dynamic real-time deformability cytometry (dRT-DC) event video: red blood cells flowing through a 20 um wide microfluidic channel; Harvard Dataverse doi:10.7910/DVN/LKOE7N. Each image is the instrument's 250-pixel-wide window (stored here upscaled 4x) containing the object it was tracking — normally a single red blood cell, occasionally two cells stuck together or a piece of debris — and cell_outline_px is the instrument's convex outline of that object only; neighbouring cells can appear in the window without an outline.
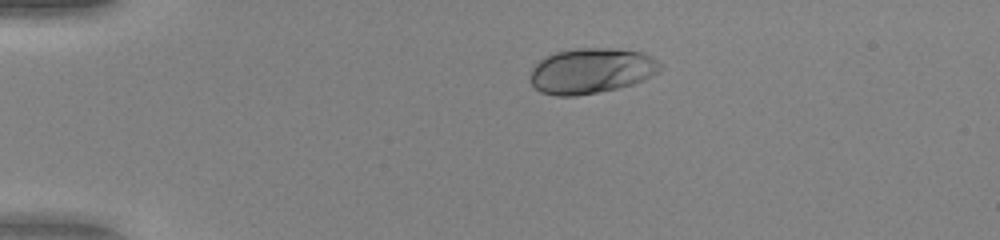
{"species": "human", "species_latin": "Homo sapiens", "temperature_condition": "warm", "stored_images_in_passage": 41, "camera_frame_rate_fps": 3000, "um_per_image_px": 0.085, "donor": {"sex": "female"}, "frame": {"image": 1, "passage_image": 1, "time_ms": 0.0, "image_size_px": [1000, 240], "cell_outline_px": [[660, 72], [652, 76], [632, 84], [616, 88], [576, 96], [556, 96], [540, 92], [528, 80], [528, 76], [532, 68], [544, 56], [556, 52], [572, 48], [612, 48], [640, 52], [652, 56], [660, 64]], "centroid_in_image_um": [50.21, 6.01], "position_along_channel_um": 34.8, "area_um2": 34.51}}
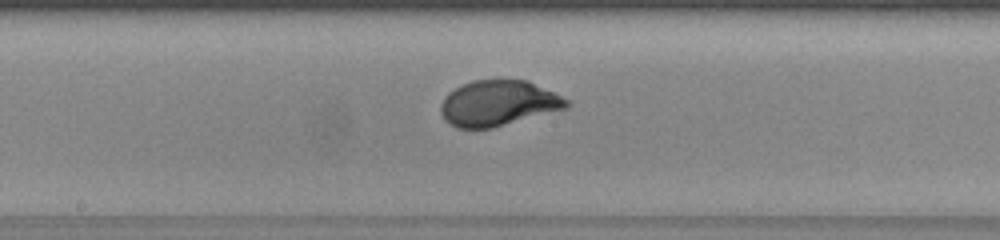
{"frame": {"image": 2, "passage_image": 18, "time_ms": 5.667, "image_size_px": [1000, 240], "cell_outline_px": [[572, 104], [568, 108], [492, 128], [456, 128], [444, 120], [440, 112], [440, 104], [444, 96], [448, 92], [472, 80], [528, 80], [568, 100]], "centroid_in_image_um": [42.33, 8.78], "position_along_channel_um": 205.9, "area_um2": 33.41}}
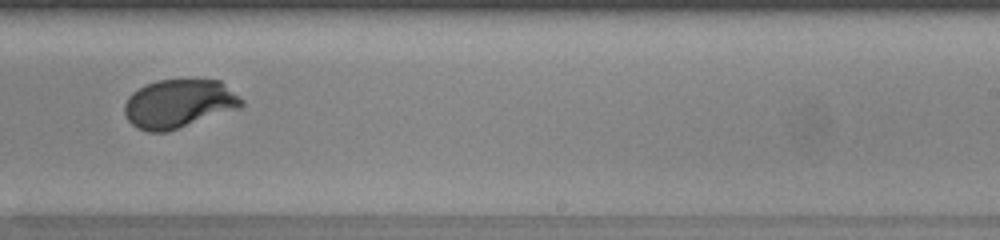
{"frame": {"image": 3, "passage_image": 23, "time_ms": 7.333, "image_size_px": [1000, 240], "cell_outline_px": [[244, 104], [240, 108], [168, 132], [148, 132], [136, 128], [128, 120], [124, 112], [124, 104], [128, 96], [132, 92], [144, 84], [156, 80], [220, 80], [244, 100]], "centroid_in_image_um": [15.18, 8.82], "position_along_channel_um": 273.8, "area_um2": 33.41}, "authors_computed_cell_mechanics": {"area_um2": 33.4084, "velocity_mm_per_s": 4.0901, "shape_relaxation_time_tau1_ms": 2.5476, "shape_relaxation_time_tau2_ms": null, "deformation_change_tau1": 0.1654, "deformation_change_tau2": null}}